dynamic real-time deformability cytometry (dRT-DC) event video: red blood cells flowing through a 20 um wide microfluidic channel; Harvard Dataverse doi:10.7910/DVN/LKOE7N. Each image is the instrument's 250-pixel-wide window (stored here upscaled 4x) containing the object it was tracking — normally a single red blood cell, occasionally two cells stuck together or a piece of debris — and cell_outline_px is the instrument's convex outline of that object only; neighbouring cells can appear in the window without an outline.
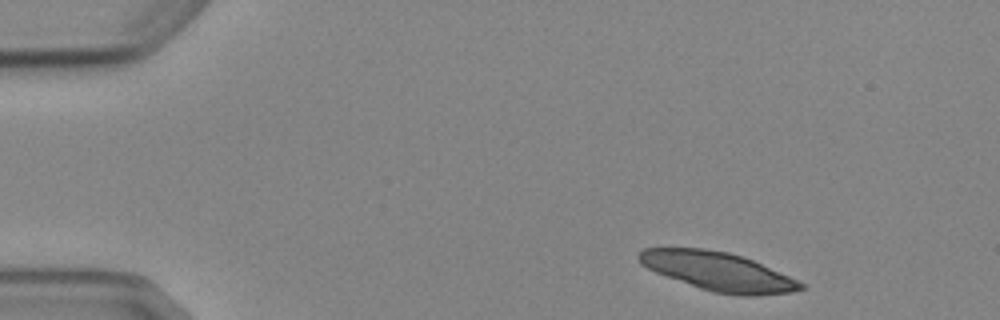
{"species": "Egyptian fruit bat (a non-hibernating species)", "species_latin": "Rousettus aegyptiacus", "temperature_condition": "cold", "stored_images_in_passage": 3, "camera_frame_rate_fps": 3000, "um_per_image_px": 0.085, "animal": {"sex": "female"}, "frame": {"image": 1, "passage_image": 1, "time_ms": 0.0, "image_size_px": [1000, 320], "cell_outline_px": [[804, 288], [792, 292], [756, 296], [740, 296], [712, 292], [700, 288], [656, 272], [640, 264], [636, 256], [644, 248], [704, 248], [728, 252], [752, 260], [788, 276], [804, 284]], "centroid_in_image_um": [61.01, 23.07], "position_along_channel_um": 24.0, "area_um2": 36.07}}